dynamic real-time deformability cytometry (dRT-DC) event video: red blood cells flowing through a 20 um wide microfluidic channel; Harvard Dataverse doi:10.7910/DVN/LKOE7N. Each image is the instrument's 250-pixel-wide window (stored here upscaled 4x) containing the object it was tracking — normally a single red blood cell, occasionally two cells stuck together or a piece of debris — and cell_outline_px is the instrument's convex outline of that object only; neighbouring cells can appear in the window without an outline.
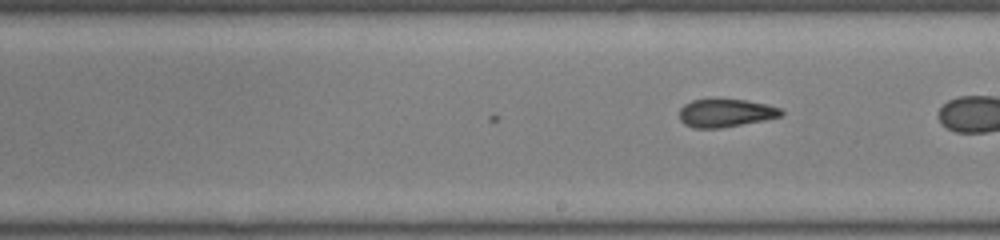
{"species": "common noctule bat (a hibernating species)", "species_latin": "Nyctalus noctula", "temperature_condition": "room temperature", "stored_images_in_passage": 23, "camera_frame_rate_fps": 3000, "um_per_image_px": 0.085, "animal": {"sex": "male", "body_mass_g": 19.0, "forearm_length_mm": 50.8}, "frame": {"image": 1, "passage_image": 23, "time_ms": 7.333, "image_size_px": [1000, 240], "cell_outline_px": [[784, 112], [780, 116], [764, 120], [720, 128], [692, 128], [684, 124], [680, 120], [680, 108], [684, 104], [692, 100], [716, 96], [720, 96], [768, 104], [780, 108]], "centroid_in_image_um": [61.63, 9.56], "position_along_channel_um": 227.4, "area_um2": 17.28}}